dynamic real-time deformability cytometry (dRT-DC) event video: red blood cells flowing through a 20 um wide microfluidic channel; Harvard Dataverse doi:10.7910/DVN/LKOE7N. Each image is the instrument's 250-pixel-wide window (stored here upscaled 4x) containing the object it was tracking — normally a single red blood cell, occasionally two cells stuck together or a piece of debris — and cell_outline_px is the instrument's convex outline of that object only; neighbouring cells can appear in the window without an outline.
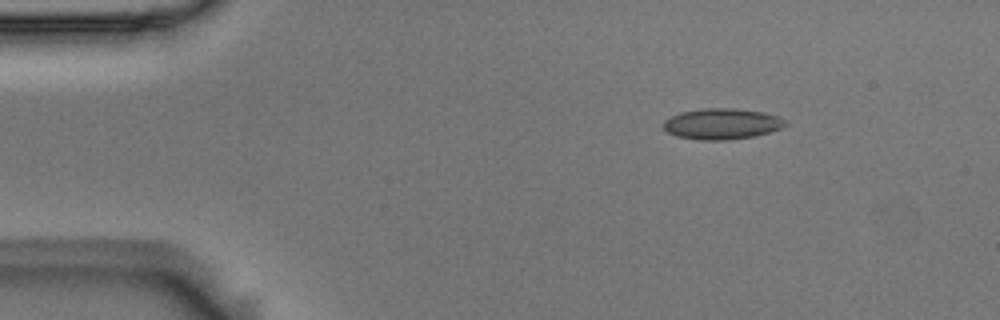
{"species": "Egyptian fruit bat (a non-hibernating species)", "species_latin": "Rousettus aegyptiacus", "temperature_condition": "room temperature", "stored_images_in_passage": 5, "camera_frame_rate_fps": 3000, "um_per_image_px": 0.085, "animal": {"sex": "male"}, "frame": {"image": 1, "passage_image": 2, "time_ms": 0.333, "image_size_px": [1000, 320], "cell_outline_px": [[788, 124], [780, 128], [756, 136], [728, 140], [700, 140], [676, 136], [668, 132], [664, 128], [664, 120], [680, 112], [700, 108], [736, 108], [764, 112], [776, 116], [784, 120]], "centroid_in_image_um": [61.35, 10.52], "position_along_channel_um": 23.7, "area_um2": 21.96}}
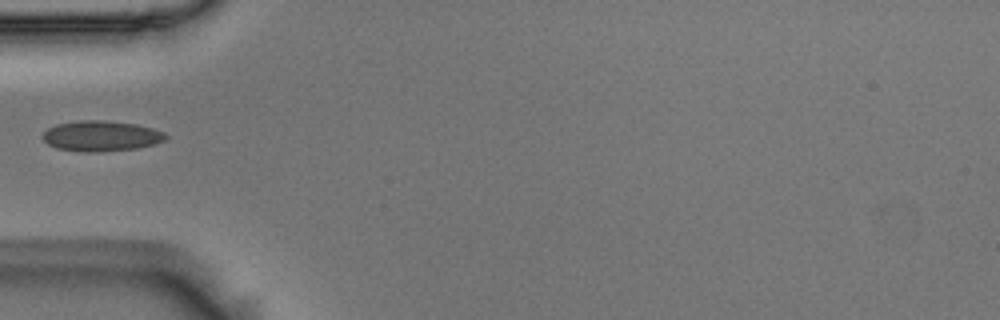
{"frame": {"image": 2, "passage_image": 5, "time_ms": 1.333, "image_size_px": [1000, 320], "cell_outline_px": [[168, 136], [164, 140], [156, 144], [136, 148], [100, 152], [84, 152], [56, 148], [48, 144], [40, 136], [48, 128], [56, 124], [76, 120], [104, 120], [136, 124], [152, 128], [164, 132]], "centroid_in_image_um": [8.58, 11.55], "position_along_channel_um": 76.4, "area_um2": 22.02}}